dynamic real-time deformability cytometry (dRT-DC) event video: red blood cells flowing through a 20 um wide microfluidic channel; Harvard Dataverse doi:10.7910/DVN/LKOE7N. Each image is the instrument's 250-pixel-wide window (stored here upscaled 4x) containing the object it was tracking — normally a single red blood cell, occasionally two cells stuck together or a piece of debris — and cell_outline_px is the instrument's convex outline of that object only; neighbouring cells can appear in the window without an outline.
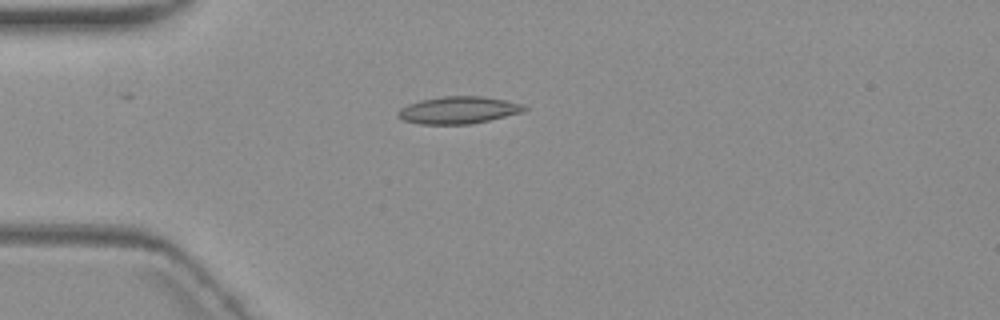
{"species": "common noctule bat (a hibernating species)", "species_latin": "Nyctalus noctula", "temperature_condition": "warm", "stored_images_in_passage": 8, "camera_frame_rate_fps": 3000, "um_per_image_px": 0.085, "animal": {"sex": "female", "body_mass_g": 19.3, "forearm_length_mm": 54.1}, "frame": {"image": 1, "passage_image": 5, "time_ms": 4.667, "image_size_px": [1000, 320], "cell_outline_px": [[528, 108], [524, 112], [472, 124], [420, 124], [404, 120], [396, 116], [396, 112], [400, 108], [408, 104], [420, 100], [444, 96], [484, 96], [524, 104]], "centroid_in_image_um": [38.97, 9.36], "position_along_channel_um": 46.0, "area_um2": 20.17}}
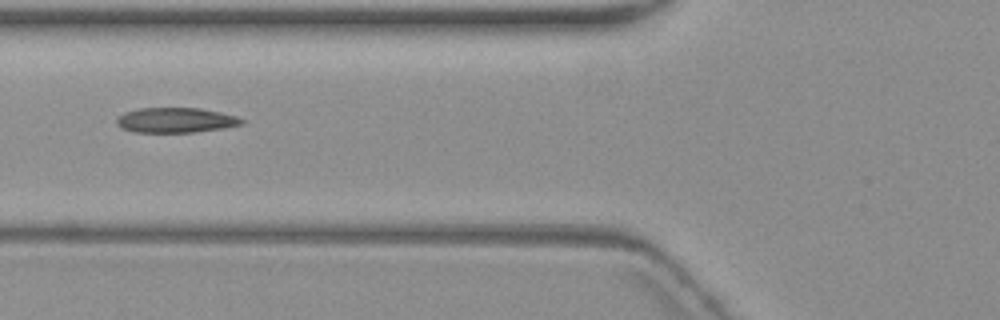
{"frame": {"image": 2, "passage_image": 7, "time_ms": 7.0, "image_size_px": [1000, 320], "cell_outline_px": [[244, 124], [220, 128], [192, 132], [136, 132], [120, 128], [116, 124], [116, 116], [124, 112], [140, 108], [200, 108], [220, 112], [236, 116], [244, 120]], "centroid_in_image_um": [14.88, 10.21], "position_along_channel_um": 110.9, "area_um2": 18.21}}
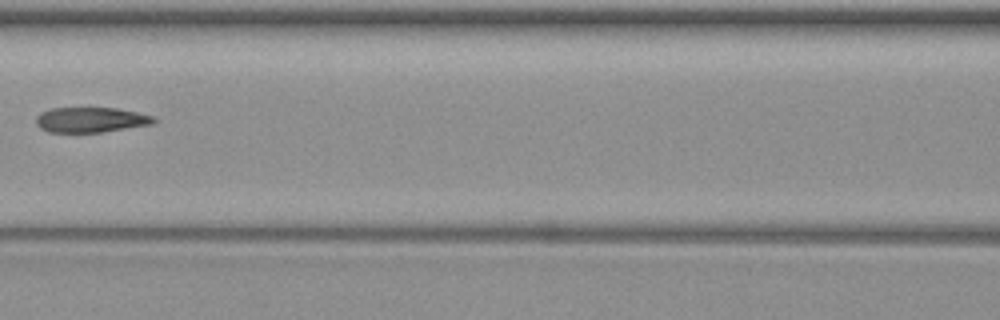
{"frame": {"image": 3, "passage_image": 8, "time_ms": 8.333, "image_size_px": [1000, 320], "cell_outline_px": [[156, 120], [152, 124], [100, 132], [48, 132], [40, 128], [36, 124], [36, 116], [40, 112], [52, 108], [116, 108], [136, 112], [152, 116]], "centroid_in_image_um": [7.66, 10.18], "position_along_channel_um": 158.9, "area_um2": 17.11}}